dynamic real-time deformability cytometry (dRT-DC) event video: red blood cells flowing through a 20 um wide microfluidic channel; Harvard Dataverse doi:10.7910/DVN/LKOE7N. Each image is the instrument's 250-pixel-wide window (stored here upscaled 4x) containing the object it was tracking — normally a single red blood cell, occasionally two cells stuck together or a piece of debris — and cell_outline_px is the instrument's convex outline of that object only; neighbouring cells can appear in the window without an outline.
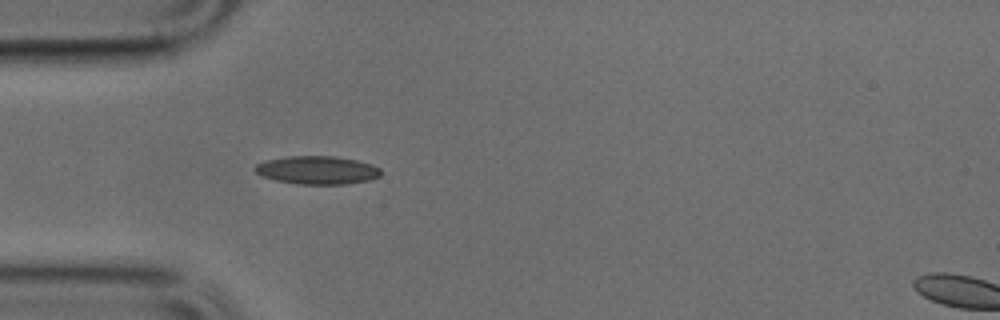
{"species": "common noctule bat (a hibernating species)", "species_latin": "Nyctalus noctula", "temperature_condition": "cold", "stored_images_in_passage": 11, "camera_frame_rate_fps": 3000, "um_per_image_px": 0.085, "animal": {"sex": "male", "body_mass_g": 17.9, "forearm_length_mm": 54.2}, "frame": {"image": 1, "passage_image": 2, "time_ms": 0.333, "image_size_px": [1000, 320], "cell_outline_px": [[380, 176], [368, 180], [344, 184], [296, 184], [276, 180], [264, 176], [256, 172], [252, 168], [256, 164], [264, 160], [288, 156], [336, 156], [356, 160], [372, 164], [380, 168]], "centroid_in_image_um": [26.94, 14.45], "position_along_channel_um": 58.1, "area_um2": 20.69}}
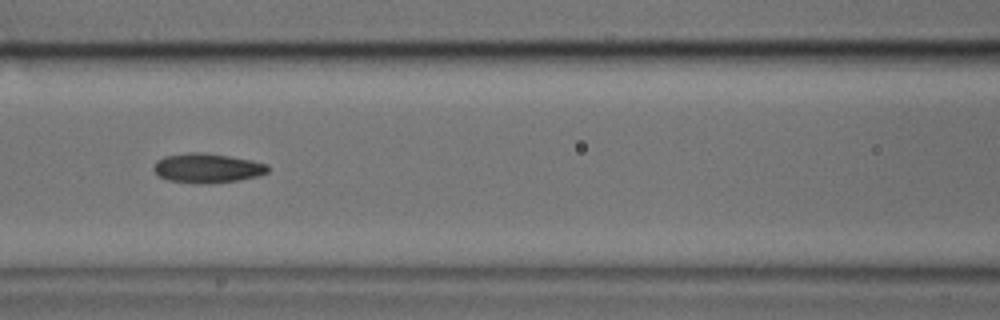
{"frame": {"image": 2, "passage_image": 9, "time_ms": 2.667, "image_size_px": [1000, 320], "cell_outline_px": [[268, 172], [260, 176], [236, 180], [208, 184], [192, 184], [168, 180], [160, 176], [152, 168], [156, 160], [164, 156], [188, 152], [200, 152], [228, 156], [252, 160], [268, 164]], "centroid_in_image_um": [17.6, 14.29], "position_along_channel_um": 149.0, "area_um2": 19.77}}